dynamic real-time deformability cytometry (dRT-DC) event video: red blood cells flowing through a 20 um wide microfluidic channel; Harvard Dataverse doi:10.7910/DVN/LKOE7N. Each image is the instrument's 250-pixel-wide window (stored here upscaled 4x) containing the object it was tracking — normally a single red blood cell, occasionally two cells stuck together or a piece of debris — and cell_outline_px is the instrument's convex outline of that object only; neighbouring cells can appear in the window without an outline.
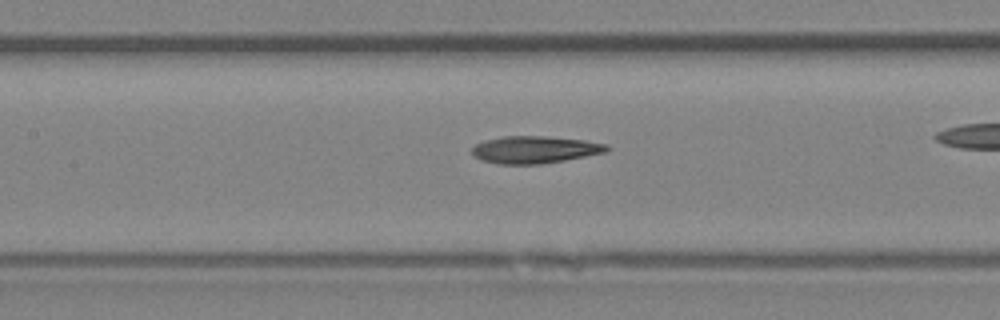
{"species": "Egyptian fruit bat (a non-hibernating species)", "species_latin": "Rousettus aegyptiacus", "temperature_condition": "room temperature", "stored_images_in_passage": 38, "camera_frame_rate_fps": 3000, "um_per_image_px": 0.085, "animal": {"sex": "female"}, "frame": {"image": 1, "passage_image": 22, "time_ms": 7.0, "image_size_px": [1000, 320], "cell_outline_px": [[608, 148], [604, 152], [564, 160], [540, 164], [496, 164], [480, 160], [472, 152], [472, 148], [476, 144], [484, 140], [504, 136], [544, 136], [584, 140], [608, 144]], "centroid_in_image_um": [45.41, 12.72], "position_along_channel_um": 162.0, "area_um2": 21.21}}